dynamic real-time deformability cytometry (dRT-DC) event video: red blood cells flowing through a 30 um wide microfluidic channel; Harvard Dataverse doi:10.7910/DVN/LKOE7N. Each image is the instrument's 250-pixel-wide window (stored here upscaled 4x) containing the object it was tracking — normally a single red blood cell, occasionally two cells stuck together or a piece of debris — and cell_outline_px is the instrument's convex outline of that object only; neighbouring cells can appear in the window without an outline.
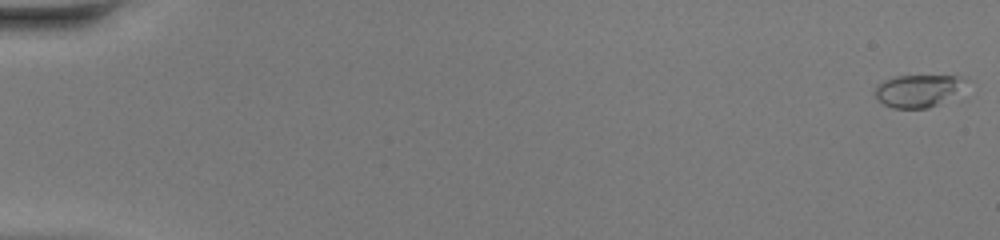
{"species": "common noctule bat (a hibernating species)", "species_latin": "Nyctalus noctula", "temperature_condition": "warm", "stored_images_in_passage": 48, "camera_frame_rate_fps": 3000, "um_per_image_px": 0.085, "animal": {"sex": "female", "body_mass_g": 20.0, "forearm_length_mm": 54.0}, "frame": {"image": 1, "passage_image": 1, "time_ms": 0.0, "image_size_px": [1000, 240], "cell_outline_px": [[968, 80], [936, 104], [928, 108], [892, 108], [884, 104], [876, 96], [876, 88], [884, 80], [892, 76], [960, 76]], "centroid_in_image_um": [77.93, 7.69], "position_along_channel_um": 7.1, "area_um2": 16.18}}
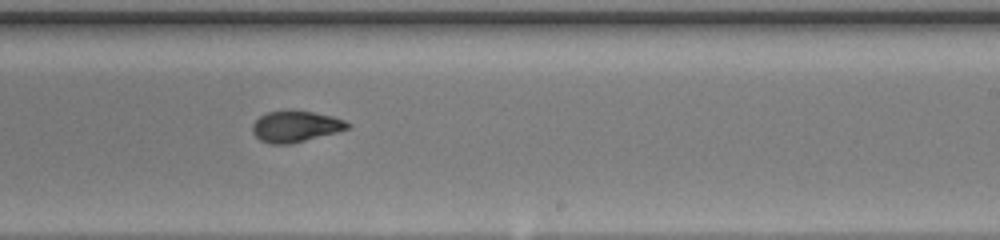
{"frame": {"image": 2, "passage_image": 31, "time_ms": 10.0, "image_size_px": [1000, 240], "cell_outline_px": [[352, 124], [348, 128], [336, 132], [288, 144], [268, 144], [260, 140], [252, 132], [252, 124], [260, 116], [268, 112], [292, 108], [332, 116], [344, 120]], "centroid_in_image_um": [25.09, 10.72], "position_along_channel_um": 263.9, "area_um2": 17.4}}
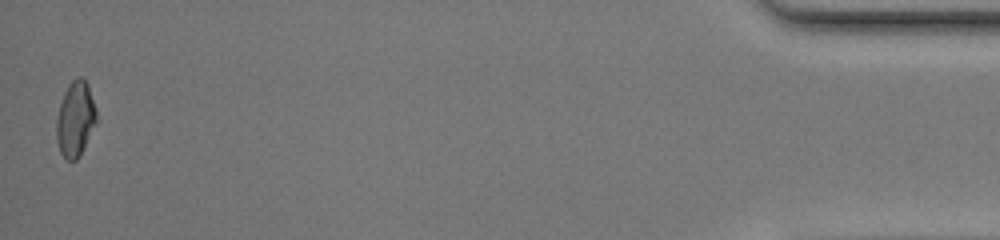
{"frame": {"image": 3, "passage_image": 48, "time_ms": 15.667, "image_size_px": [1000, 240], "cell_outline_px": [[100, 120], [80, 156], [76, 160], [68, 160], [60, 152], [56, 140], [56, 120], [60, 104], [64, 92], [68, 84], [76, 76], [80, 76], [88, 84]], "centroid_in_image_um": [6.45, 10.12], "position_along_channel_um": 428.8, "area_um2": 18.09}, "authors_computed_cell_mechanics": {"area_um2": 17.34, "velocity_mm_per_s": 4.4068, "shape_relaxation_time_tau1_ms": 3.2425, "shape_relaxation_time_tau2_ms": 1.0406, "deformation_change_tau1": 0.1735, "deformation_change_tau2": 0.0644}}